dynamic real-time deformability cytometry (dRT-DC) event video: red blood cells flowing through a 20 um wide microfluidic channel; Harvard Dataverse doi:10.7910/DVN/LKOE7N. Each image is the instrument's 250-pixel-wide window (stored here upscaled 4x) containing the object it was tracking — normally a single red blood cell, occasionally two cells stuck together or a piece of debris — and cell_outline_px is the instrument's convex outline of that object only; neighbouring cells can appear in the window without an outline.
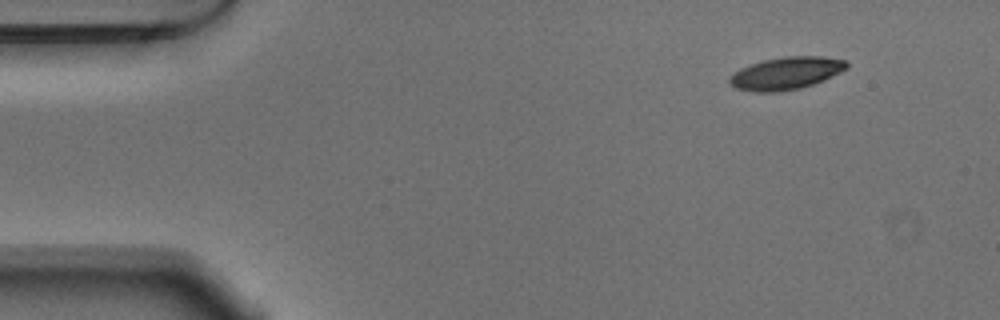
{"species": "Egyptian fruit bat (a non-hibernating species)", "species_latin": "Rousettus aegyptiacus", "temperature_condition": "warm", "stored_images_in_passage": 49, "camera_frame_rate_fps": 3000, "um_per_image_px": 0.085, "animal": {"sex": "male"}, "frame": {"image": 1, "passage_image": 1, "time_ms": 0.0, "image_size_px": [1000, 320], "cell_outline_px": [[848, 68], [824, 80], [800, 88], [780, 92], [752, 92], [736, 88], [728, 84], [728, 76], [740, 68], [764, 60], [784, 56], [820, 56], [844, 60], [848, 64]], "centroid_in_image_um": [66.77, 6.24], "position_along_channel_um": 18.2, "area_um2": 22.25}}
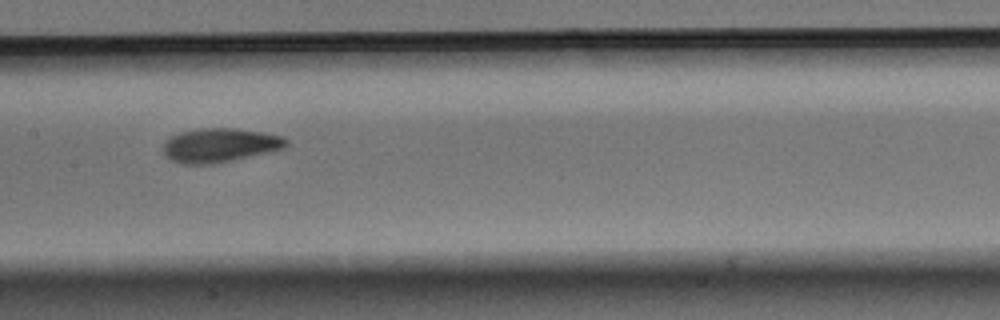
{"frame": {"image": 2, "passage_image": 22, "time_ms": 7.0, "image_size_px": [1000, 320], "cell_outline_px": [[288, 144], [284, 148], [232, 160], [212, 164], [184, 164], [172, 160], [164, 152], [164, 140], [180, 132], [200, 128], [236, 128], [264, 132], [280, 136], [288, 140]], "centroid_in_image_um": [18.68, 12.33], "position_along_channel_um": 188.7, "area_um2": 24.16}}
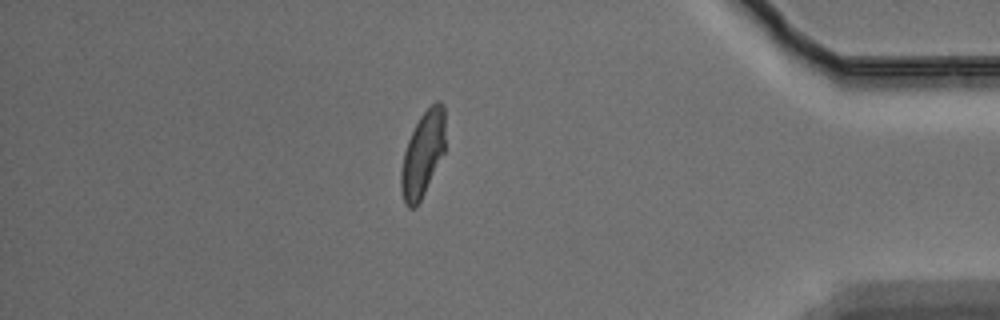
{"frame": {"image": 3, "passage_image": 42, "time_ms": 13.667, "image_size_px": [1000, 320], "cell_outline_px": [[444, 152], [416, 208], [408, 208], [404, 204], [400, 188], [400, 172], [404, 152], [408, 140], [420, 116], [436, 100], [440, 100], [444, 104]], "centroid_in_image_um": [35.91, 13.11], "position_along_channel_um": 399.3, "area_um2": 21.73}, "authors_computed_cell_mechanics": {"area_um2": 22.9466, "velocity_mm_per_s": 3.7265, "shape_relaxation_time_tau1_ms": 4.6826, "shape_relaxation_time_tau2_ms": 2.2067, "deformation_change_tau1": 0.1813, "deformation_change_tau2": 0.0834}}